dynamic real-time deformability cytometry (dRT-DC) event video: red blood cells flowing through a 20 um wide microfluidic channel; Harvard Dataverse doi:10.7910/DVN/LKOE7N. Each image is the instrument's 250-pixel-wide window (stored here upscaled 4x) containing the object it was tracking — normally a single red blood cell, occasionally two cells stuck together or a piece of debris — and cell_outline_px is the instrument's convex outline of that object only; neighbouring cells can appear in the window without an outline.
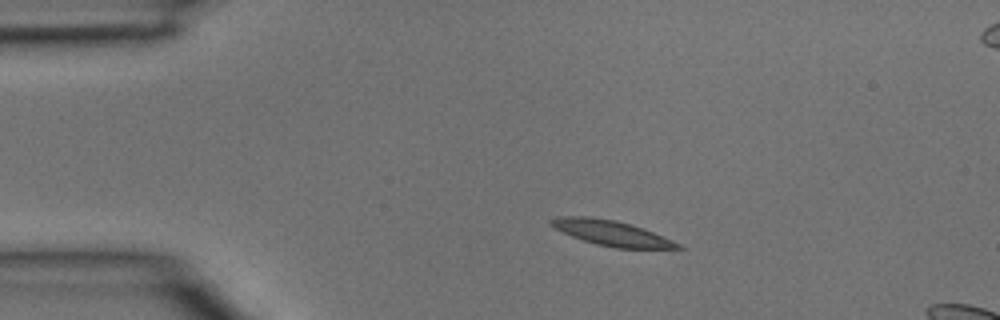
{"species": "common noctule bat (a hibernating species)", "species_latin": "Nyctalus noctula", "temperature_condition": "room temperature", "stored_images_in_passage": 4, "camera_frame_rate_fps": 3000, "um_per_image_px": 0.085, "animal": {"sex": "male", "body_mass_g": 15.6}, "frame": {"image": 1, "passage_image": 2, "time_ms": 0.333, "image_size_px": [1000, 320], "cell_outline_px": [[684, 248], [616, 248], [596, 244], [572, 236], [548, 224], [548, 220], [560, 216], [588, 216], [616, 220], [652, 232], [672, 240], [680, 244]], "centroid_in_image_um": [51.92, 19.8], "position_along_channel_um": 33.1, "area_um2": 18.21}}